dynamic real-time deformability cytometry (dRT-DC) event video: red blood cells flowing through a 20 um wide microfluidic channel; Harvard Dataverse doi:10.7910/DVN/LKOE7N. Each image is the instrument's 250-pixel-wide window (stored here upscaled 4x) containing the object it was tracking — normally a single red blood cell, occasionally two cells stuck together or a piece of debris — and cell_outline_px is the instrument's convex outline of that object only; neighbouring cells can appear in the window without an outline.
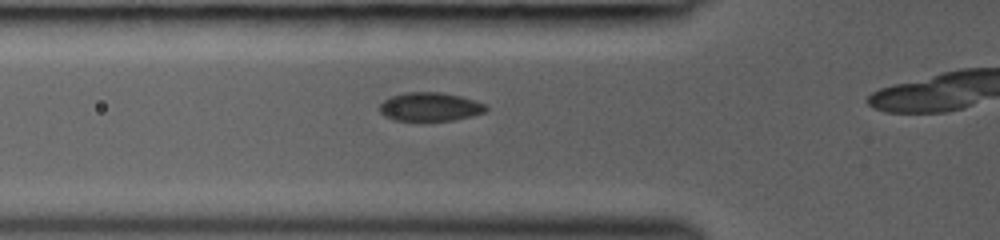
{"species": "common noctule bat (a hibernating species)", "species_latin": "Nyctalus noctula", "temperature_condition": "room temperature", "stored_images_in_passage": 10, "camera_frame_rate_fps": 3000, "um_per_image_px": 0.085, "animal": {"sex": "female", "body_mass_g": 19.0, "forearm_length_mm": 53.3}, "frame": {"image": 1, "passage_image": 3, "time_ms": 0.333, "image_size_px": [1000, 240], "cell_outline_px": [[488, 108], [484, 112], [472, 116], [452, 120], [396, 120], [384, 116], [380, 112], [380, 104], [384, 100], [392, 96], [408, 92], [440, 92], [460, 96], [484, 104]], "centroid_in_image_um": [36.54, 9.07], "position_along_channel_um": 89.3, "area_um2": 17.46}}
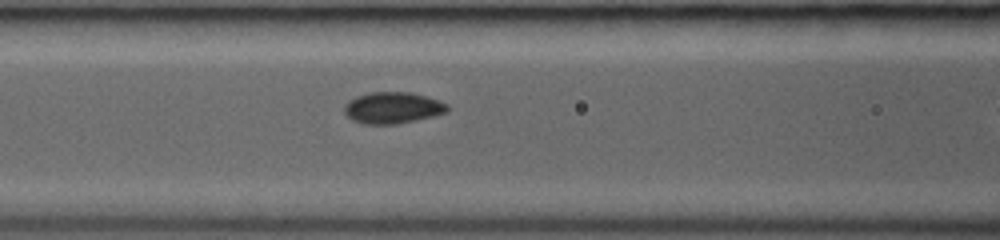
{"frame": {"image": 2, "passage_image": 9, "time_ms": 1.333, "image_size_px": [1000, 240], "cell_outline_px": [[448, 112], [416, 120], [396, 124], [364, 124], [352, 120], [344, 112], [344, 104], [348, 100], [356, 96], [368, 92], [408, 92], [428, 96], [440, 100], [448, 104]], "centroid_in_image_um": [33.37, 9.15], "position_along_channel_um": 133.2, "area_um2": 19.07}}